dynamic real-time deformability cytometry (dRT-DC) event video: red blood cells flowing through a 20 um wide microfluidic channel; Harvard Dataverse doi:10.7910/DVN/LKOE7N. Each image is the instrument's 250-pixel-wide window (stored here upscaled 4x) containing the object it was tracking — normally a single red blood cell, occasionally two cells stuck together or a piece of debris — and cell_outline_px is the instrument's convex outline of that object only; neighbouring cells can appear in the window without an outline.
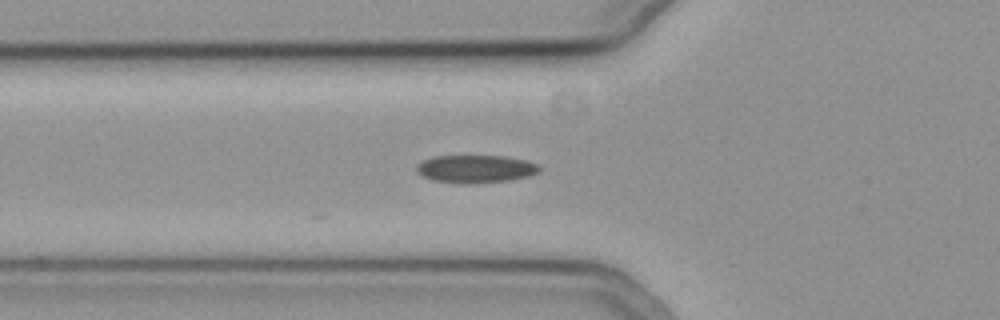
{"species": "common noctule bat (a hibernating species)", "species_latin": "Nyctalus noctula", "temperature_condition": "cold", "stored_images_in_passage": 27, "camera_frame_rate_fps": 3000, "um_per_image_px": 0.085, "animal": {"sex": "female", "body_mass_g": 19.3, "forearm_length_mm": 54.1}, "frame": {"image": 1, "passage_image": 2, "time_ms": 0.333, "image_size_px": [1000, 320], "cell_outline_px": [[540, 172], [532, 176], [512, 180], [468, 184], [460, 184], [432, 180], [416, 172], [416, 164], [424, 160], [436, 156], [504, 156], [524, 160], [536, 164], [540, 168]], "centroid_in_image_um": [40.43, 14.37], "position_along_channel_um": 85.4, "area_um2": 20.06}}
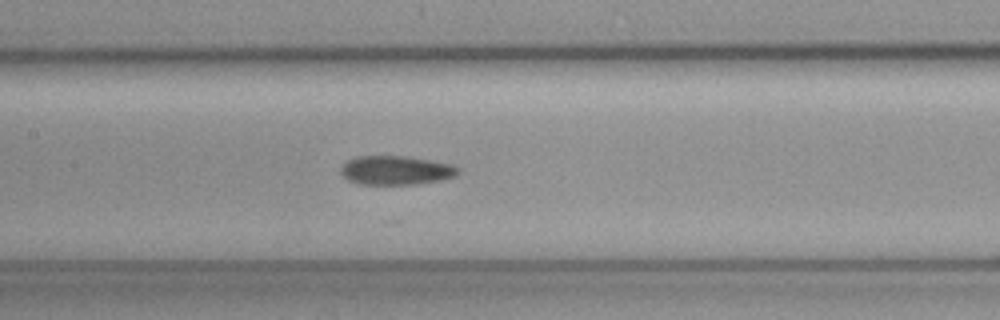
{"frame": {"image": 2, "passage_image": 9, "time_ms": 2.667, "image_size_px": [1000, 320], "cell_outline_px": [[460, 172], [456, 176], [440, 180], [416, 184], [360, 184], [348, 180], [340, 172], [340, 168], [348, 160], [356, 156], [400, 156], [428, 160], [452, 164], [460, 168]], "centroid_in_image_um": [33.66, 14.48], "position_along_channel_um": 173.7, "area_um2": 19.71}}
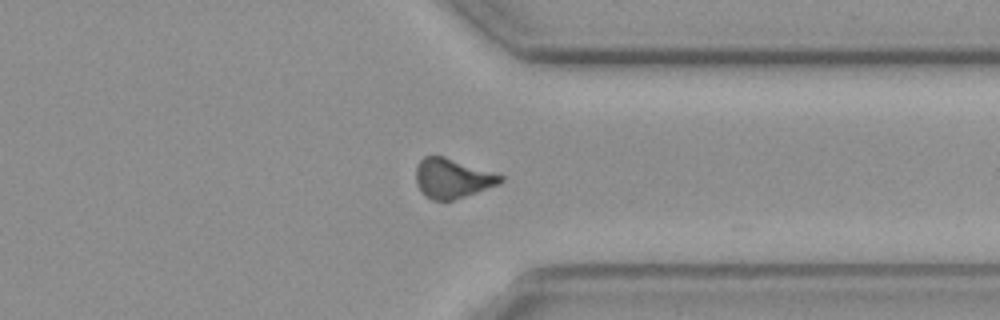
{"frame": {"image": 3, "passage_image": 25, "time_ms": 8.0, "image_size_px": [1000, 320], "cell_outline_px": [[504, 180], [500, 184], [452, 200], [432, 200], [424, 196], [420, 192], [416, 184], [416, 164], [424, 156], [444, 156], [504, 176]], "centroid_in_image_um": [38.41, 15.16], "position_along_channel_um": 373.0, "area_um2": 19.48}, "authors_computed_cell_mechanics": {"area_um2": 19.7676, "velocity_mm_per_s": 3.7703, "shape_relaxation_time_tau1_ms": null, "shape_relaxation_time_tau2_ms": 7.7565, "deformation_change_tau1": null, "deformation_change_tau2": 0.1565}}